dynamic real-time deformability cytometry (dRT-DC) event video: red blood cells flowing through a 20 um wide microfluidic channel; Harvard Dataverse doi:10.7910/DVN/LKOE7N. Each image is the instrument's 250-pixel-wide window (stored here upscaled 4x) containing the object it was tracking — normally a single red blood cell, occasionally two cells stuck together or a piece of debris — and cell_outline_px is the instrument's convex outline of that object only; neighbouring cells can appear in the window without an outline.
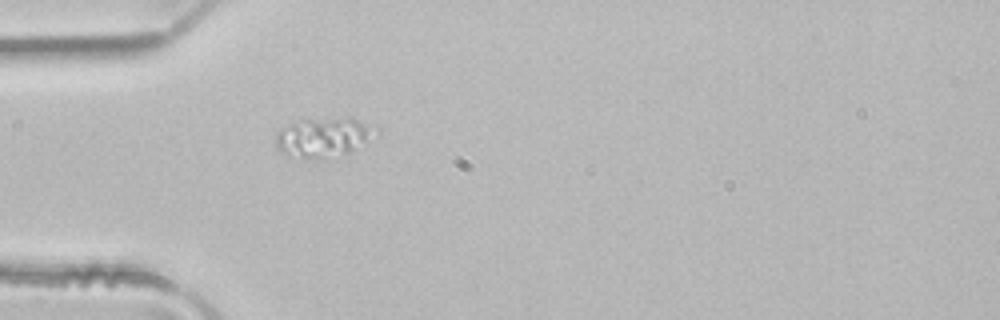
{"species": "common noctule bat (a hibernating species)", "species_latin": "Nyctalus noctula", "temperature_condition": "room temperature", "stored_images_in_passage": 1, "camera_frame_rate_fps": 3000, "um_per_image_px": 0.085, "animal": {"sex": "male", "body_mass_g": 21.5, "forearm_length_mm": 52.0}, "frame": {"image": 1, "passage_image": 1, "time_ms": 0.0, "image_size_px": [1000, 320], "cell_outline_px": [[372, 132], [352, 152], [316, 160], [308, 160], [288, 156], [280, 152], [276, 148], [276, 136], [280, 128], [288, 124], [300, 120], [348, 116], [352, 116], [360, 120], [372, 128]], "centroid_in_image_um": [27.35, 11.68], "position_along_channel_um": 57.7, "area_um2": 22.89}}